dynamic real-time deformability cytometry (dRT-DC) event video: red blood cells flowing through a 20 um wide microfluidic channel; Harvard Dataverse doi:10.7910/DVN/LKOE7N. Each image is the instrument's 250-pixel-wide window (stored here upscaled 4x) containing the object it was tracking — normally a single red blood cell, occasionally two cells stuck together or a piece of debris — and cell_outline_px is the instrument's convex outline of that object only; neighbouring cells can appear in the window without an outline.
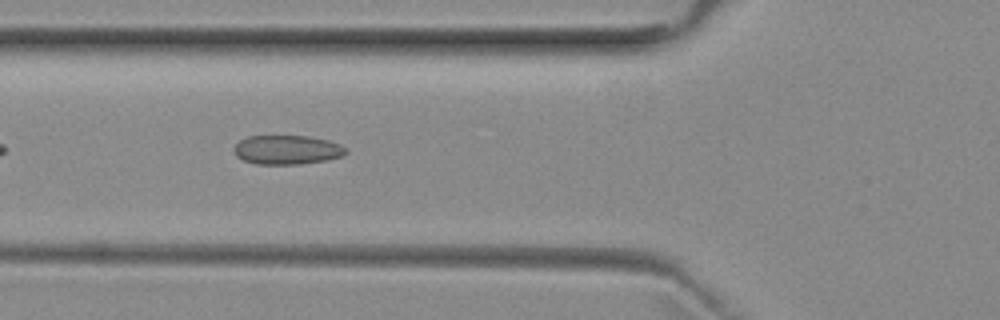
{"species": "common noctule bat (a hibernating species)", "species_latin": "Nyctalus noctula", "temperature_condition": "room temperature", "stored_images_in_passage": 38, "camera_frame_rate_fps": 3000, "um_per_image_px": 0.085, "animal": {"sex": "female", "body_mass_g": 29.2, "forearm_length_mm": 56.3}, "frame": {"image": 1, "passage_image": 6, "time_ms": 1.667, "image_size_px": [1000, 320], "cell_outline_px": [[348, 152], [344, 156], [328, 160], [300, 164], [256, 164], [244, 160], [236, 156], [232, 148], [240, 140], [248, 136], [308, 136], [328, 140], [340, 144]], "centroid_in_image_um": [24.4, 12.74], "position_along_channel_um": 101.4, "area_um2": 19.13}}
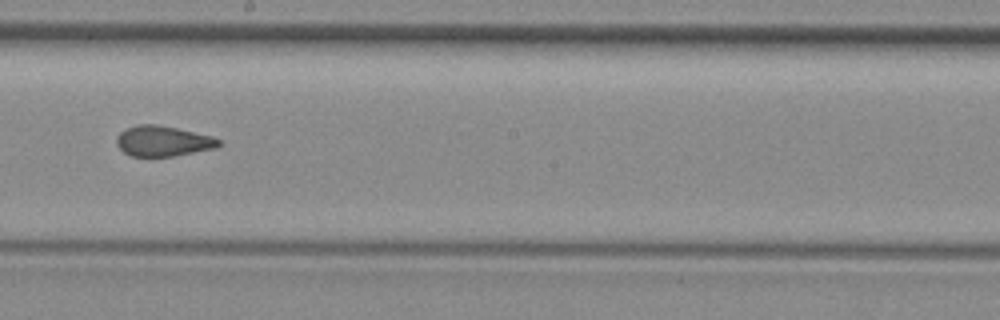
{"frame": {"image": 2, "passage_image": 16, "time_ms": 5.0, "image_size_px": [1000, 320], "cell_outline_px": [[224, 144], [216, 148], [172, 156], [132, 156], [124, 152], [116, 144], [116, 136], [120, 132], [136, 124], [156, 124], [176, 128], [212, 136], [220, 140]], "centroid_in_image_um": [13.86, 11.99], "position_along_channel_um": 234.3, "area_um2": 18.09}}
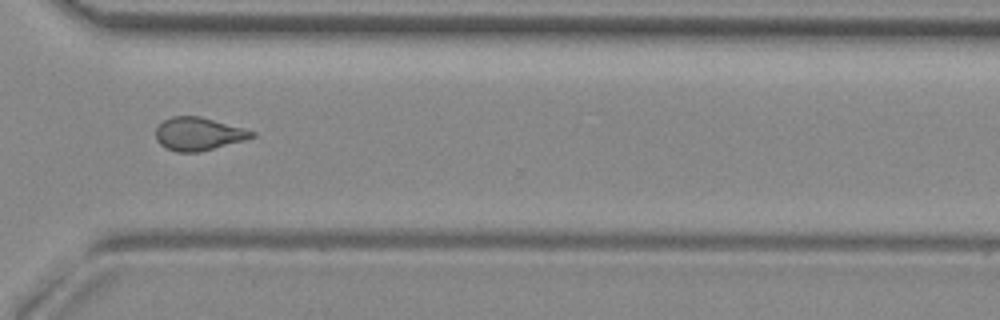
{"frame": {"image": 3, "passage_image": 25, "time_ms": 8.0, "image_size_px": [1000, 320], "cell_outline_px": [[256, 136], [248, 140], [200, 152], [176, 152], [160, 144], [156, 140], [156, 128], [164, 120], [172, 116], [200, 116], [244, 128], [256, 132]], "centroid_in_image_um": [16.91, 11.39], "position_along_channel_um": 353.7, "area_um2": 18.67}, "authors_computed_cell_mechanics": {"area_um2": 18.6116, "velocity_mm_per_s": 3.9817, "shape_relaxation_time_tau1_ms": null, "shape_relaxation_time_tau2_ms": 1.8038, "deformation_change_tau1": null, "deformation_change_tau2": 0.071}}